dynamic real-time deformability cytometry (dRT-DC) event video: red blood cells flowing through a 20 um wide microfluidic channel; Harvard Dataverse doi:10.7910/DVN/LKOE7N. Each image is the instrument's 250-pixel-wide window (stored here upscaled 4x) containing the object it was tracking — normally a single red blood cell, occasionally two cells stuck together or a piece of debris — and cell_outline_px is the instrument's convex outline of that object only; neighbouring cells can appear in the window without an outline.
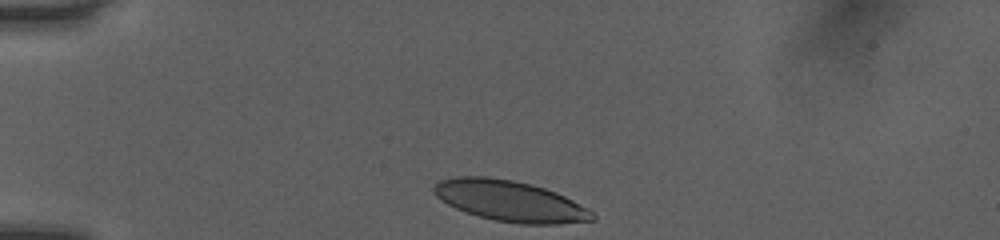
{"species": "human", "species_latin": "Homo sapiens", "temperature_condition": "room temperature", "stored_images_in_passage": 32, "camera_frame_rate_fps": 3000, "um_per_image_px": 0.085, "donor": {"sex": "female"}, "frame": {"image": 1, "passage_image": 1, "time_ms": 0.0, "image_size_px": [1000, 240], "cell_outline_px": [[596, 220], [560, 224], [520, 224], [496, 220], [480, 216], [456, 208], [440, 200], [432, 192], [432, 188], [440, 180], [456, 176], [484, 176], [512, 180], [532, 184], [556, 192], [588, 208], [596, 216]], "centroid_in_image_um": [43.36, 17.08], "position_along_channel_um": 41.6, "area_um2": 37.63}}
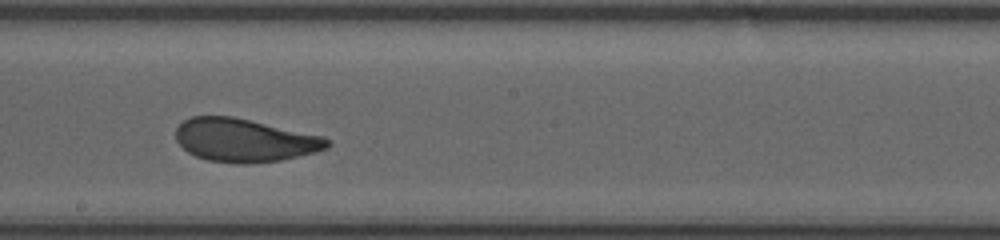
{"frame": {"image": 2, "passage_image": 18, "time_ms": 5.667, "image_size_px": [1000, 240], "cell_outline_px": [[332, 144], [328, 148], [280, 160], [244, 164], [236, 164], [208, 160], [196, 156], [188, 152], [176, 140], [176, 128], [184, 120], [192, 116], [232, 116], [324, 136], [332, 140]], "centroid_in_image_um": [20.79, 11.91], "position_along_channel_um": 227.4, "area_um2": 38.03}}
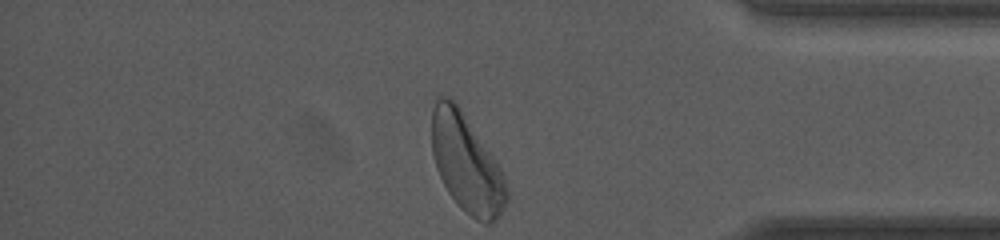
{"frame": {"image": 3, "passage_image": 32, "time_ms": 10.333, "image_size_px": [1000, 240], "cell_outline_px": [[508, 200], [496, 220], [492, 224], [484, 224], [476, 220], [460, 208], [456, 204], [448, 192], [436, 168], [432, 156], [432, 108], [436, 96], [448, 96], [460, 108], [492, 152], [504, 176], [508, 188]], "centroid_in_image_um": [39.66, 13.9], "position_along_channel_um": 395.5, "area_um2": 43.18}, "authors_computed_cell_mechanics": {"area_um2": 38.1191, "velocity_mm_per_s": 4.0368, "shape_relaxation_time_tau1_ms": 4.4371, "shape_relaxation_time_tau2_ms": 1.0792, "deformation_change_tau1": 0.1984, "deformation_change_tau2": 0.0807}}